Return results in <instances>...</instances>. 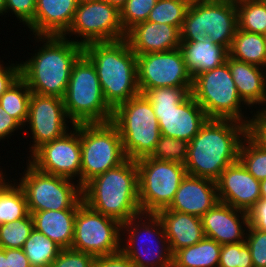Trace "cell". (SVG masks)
Segmentation results:
<instances>
[{
    "label": "cell",
    "mask_w": 266,
    "mask_h": 267,
    "mask_svg": "<svg viewBox=\"0 0 266 267\" xmlns=\"http://www.w3.org/2000/svg\"><path fill=\"white\" fill-rule=\"evenodd\" d=\"M246 124L230 119H208L189 142L186 173L216 181L238 161Z\"/></svg>",
    "instance_id": "obj_1"
},
{
    "label": "cell",
    "mask_w": 266,
    "mask_h": 267,
    "mask_svg": "<svg viewBox=\"0 0 266 267\" xmlns=\"http://www.w3.org/2000/svg\"><path fill=\"white\" fill-rule=\"evenodd\" d=\"M34 39L43 45L20 63V77L32 93L63 98L72 67L83 54V46L63 36H35Z\"/></svg>",
    "instance_id": "obj_2"
},
{
    "label": "cell",
    "mask_w": 266,
    "mask_h": 267,
    "mask_svg": "<svg viewBox=\"0 0 266 267\" xmlns=\"http://www.w3.org/2000/svg\"><path fill=\"white\" fill-rule=\"evenodd\" d=\"M83 202L121 224L141 214L136 161L127 159L82 187Z\"/></svg>",
    "instance_id": "obj_3"
},
{
    "label": "cell",
    "mask_w": 266,
    "mask_h": 267,
    "mask_svg": "<svg viewBox=\"0 0 266 267\" xmlns=\"http://www.w3.org/2000/svg\"><path fill=\"white\" fill-rule=\"evenodd\" d=\"M83 54L93 63L105 101L113 110L140 93L137 55L125 39L88 43Z\"/></svg>",
    "instance_id": "obj_4"
},
{
    "label": "cell",
    "mask_w": 266,
    "mask_h": 267,
    "mask_svg": "<svg viewBox=\"0 0 266 267\" xmlns=\"http://www.w3.org/2000/svg\"><path fill=\"white\" fill-rule=\"evenodd\" d=\"M191 89L159 87L143 93L153 107L161 135L190 142L208 120Z\"/></svg>",
    "instance_id": "obj_5"
},
{
    "label": "cell",
    "mask_w": 266,
    "mask_h": 267,
    "mask_svg": "<svg viewBox=\"0 0 266 267\" xmlns=\"http://www.w3.org/2000/svg\"><path fill=\"white\" fill-rule=\"evenodd\" d=\"M63 103L73 125L112 121L93 63L82 54L74 63Z\"/></svg>",
    "instance_id": "obj_6"
},
{
    "label": "cell",
    "mask_w": 266,
    "mask_h": 267,
    "mask_svg": "<svg viewBox=\"0 0 266 267\" xmlns=\"http://www.w3.org/2000/svg\"><path fill=\"white\" fill-rule=\"evenodd\" d=\"M120 133L128 159L152 154L160 136L159 122L150 101L139 93L113 110L111 121Z\"/></svg>",
    "instance_id": "obj_7"
},
{
    "label": "cell",
    "mask_w": 266,
    "mask_h": 267,
    "mask_svg": "<svg viewBox=\"0 0 266 267\" xmlns=\"http://www.w3.org/2000/svg\"><path fill=\"white\" fill-rule=\"evenodd\" d=\"M237 28L236 0H192L180 30V40L209 38L229 50Z\"/></svg>",
    "instance_id": "obj_8"
},
{
    "label": "cell",
    "mask_w": 266,
    "mask_h": 267,
    "mask_svg": "<svg viewBox=\"0 0 266 267\" xmlns=\"http://www.w3.org/2000/svg\"><path fill=\"white\" fill-rule=\"evenodd\" d=\"M122 236L121 251L136 267H166L172 263L173 254L156 214L141 213L123 223Z\"/></svg>",
    "instance_id": "obj_9"
},
{
    "label": "cell",
    "mask_w": 266,
    "mask_h": 267,
    "mask_svg": "<svg viewBox=\"0 0 266 267\" xmlns=\"http://www.w3.org/2000/svg\"><path fill=\"white\" fill-rule=\"evenodd\" d=\"M191 95L208 119H230L246 124V105L239 97L228 63L202 72L192 79Z\"/></svg>",
    "instance_id": "obj_10"
},
{
    "label": "cell",
    "mask_w": 266,
    "mask_h": 267,
    "mask_svg": "<svg viewBox=\"0 0 266 267\" xmlns=\"http://www.w3.org/2000/svg\"><path fill=\"white\" fill-rule=\"evenodd\" d=\"M81 187L128 158L118 128L112 123L80 124Z\"/></svg>",
    "instance_id": "obj_11"
},
{
    "label": "cell",
    "mask_w": 266,
    "mask_h": 267,
    "mask_svg": "<svg viewBox=\"0 0 266 267\" xmlns=\"http://www.w3.org/2000/svg\"><path fill=\"white\" fill-rule=\"evenodd\" d=\"M26 165L18 184L25 193L29 212L78 209L83 203L82 187L77 181L41 172L29 162Z\"/></svg>",
    "instance_id": "obj_12"
},
{
    "label": "cell",
    "mask_w": 266,
    "mask_h": 267,
    "mask_svg": "<svg viewBox=\"0 0 266 267\" xmlns=\"http://www.w3.org/2000/svg\"><path fill=\"white\" fill-rule=\"evenodd\" d=\"M138 193L142 213H156L167 208L174 199L186 168L178 162L144 157L136 160Z\"/></svg>",
    "instance_id": "obj_13"
},
{
    "label": "cell",
    "mask_w": 266,
    "mask_h": 267,
    "mask_svg": "<svg viewBox=\"0 0 266 267\" xmlns=\"http://www.w3.org/2000/svg\"><path fill=\"white\" fill-rule=\"evenodd\" d=\"M122 224L98 213L84 202L78 207L71 248L96 256L121 251Z\"/></svg>",
    "instance_id": "obj_14"
},
{
    "label": "cell",
    "mask_w": 266,
    "mask_h": 267,
    "mask_svg": "<svg viewBox=\"0 0 266 267\" xmlns=\"http://www.w3.org/2000/svg\"><path fill=\"white\" fill-rule=\"evenodd\" d=\"M73 35L78 39L72 41L82 46L92 42L125 39L126 32L121 24L120 10L104 0L78 3L72 24L63 37L71 38Z\"/></svg>",
    "instance_id": "obj_15"
},
{
    "label": "cell",
    "mask_w": 266,
    "mask_h": 267,
    "mask_svg": "<svg viewBox=\"0 0 266 267\" xmlns=\"http://www.w3.org/2000/svg\"><path fill=\"white\" fill-rule=\"evenodd\" d=\"M29 156L28 162L39 171L73 181L77 177L81 186L80 124L72 126L61 138L41 145Z\"/></svg>",
    "instance_id": "obj_16"
},
{
    "label": "cell",
    "mask_w": 266,
    "mask_h": 267,
    "mask_svg": "<svg viewBox=\"0 0 266 267\" xmlns=\"http://www.w3.org/2000/svg\"><path fill=\"white\" fill-rule=\"evenodd\" d=\"M137 74L141 94L159 87L192 88L180 48L137 55Z\"/></svg>",
    "instance_id": "obj_17"
},
{
    "label": "cell",
    "mask_w": 266,
    "mask_h": 267,
    "mask_svg": "<svg viewBox=\"0 0 266 267\" xmlns=\"http://www.w3.org/2000/svg\"><path fill=\"white\" fill-rule=\"evenodd\" d=\"M63 98L32 93L29 101L28 119L25 125L30 129L33 143L30 155L41 145L64 136L69 129ZM29 125V126H28Z\"/></svg>",
    "instance_id": "obj_18"
},
{
    "label": "cell",
    "mask_w": 266,
    "mask_h": 267,
    "mask_svg": "<svg viewBox=\"0 0 266 267\" xmlns=\"http://www.w3.org/2000/svg\"><path fill=\"white\" fill-rule=\"evenodd\" d=\"M218 200L248 212L260 199V181L238 160L229 165L216 180Z\"/></svg>",
    "instance_id": "obj_19"
},
{
    "label": "cell",
    "mask_w": 266,
    "mask_h": 267,
    "mask_svg": "<svg viewBox=\"0 0 266 267\" xmlns=\"http://www.w3.org/2000/svg\"><path fill=\"white\" fill-rule=\"evenodd\" d=\"M201 221L205 237L220 245L245 241L249 220L248 213L243 210L218 201L201 217Z\"/></svg>",
    "instance_id": "obj_20"
},
{
    "label": "cell",
    "mask_w": 266,
    "mask_h": 267,
    "mask_svg": "<svg viewBox=\"0 0 266 267\" xmlns=\"http://www.w3.org/2000/svg\"><path fill=\"white\" fill-rule=\"evenodd\" d=\"M218 201L216 181L187 174L166 209L202 217Z\"/></svg>",
    "instance_id": "obj_21"
},
{
    "label": "cell",
    "mask_w": 266,
    "mask_h": 267,
    "mask_svg": "<svg viewBox=\"0 0 266 267\" xmlns=\"http://www.w3.org/2000/svg\"><path fill=\"white\" fill-rule=\"evenodd\" d=\"M125 40L136 55L166 52L180 47V30L176 26L145 21L126 32Z\"/></svg>",
    "instance_id": "obj_22"
},
{
    "label": "cell",
    "mask_w": 266,
    "mask_h": 267,
    "mask_svg": "<svg viewBox=\"0 0 266 267\" xmlns=\"http://www.w3.org/2000/svg\"><path fill=\"white\" fill-rule=\"evenodd\" d=\"M77 0H36L34 21L28 26L34 36H63L72 24Z\"/></svg>",
    "instance_id": "obj_23"
},
{
    "label": "cell",
    "mask_w": 266,
    "mask_h": 267,
    "mask_svg": "<svg viewBox=\"0 0 266 267\" xmlns=\"http://www.w3.org/2000/svg\"><path fill=\"white\" fill-rule=\"evenodd\" d=\"M155 214L163 225L172 254L179 249L195 245L205 237L201 217L166 208Z\"/></svg>",
    "instance_id": "obj_24"
},
{
    "label": "cell",
    "mask_w": 266,
    "mask_h": 267,
    "mask_svg": "<svg viewBox=\"0 0 266 267\" xmlns=\"http://www.w3.org/2000/svg\"><path fill=\"white\" fill-rule=\"evenodd\" d=\"M228 63L237 93L248 109L258 105L266 108V69L254 64L241 62L228 56ZM252 107V108H250Z\"/></svg>",
    "instance_id": "obj_25"
},
{
    "label": "cell",
    "mask_w": 266,
    "mask_h": 267,
    "mask_svg": "<svg viewBox=\"0 0 266 267\" xmlns=\"http://www.w3.org/2000/svg\"><path fill=\"white\" fill-rule=\"evenodd\" d=\"M179 48L192 79L202 72L223 65L229 56V50L225 46L215 44L209 38L197 41L181 40Z\"/></svg>",
    "instance_id": "obj_26"
},
{
    "label": "cell",
    "mask_w": 266,
    "mask_h": 267,
    "mask_svg": "<svg viewBox=\"0 0 266 267\" xmlns=\"http://www.w3.org/2000/svg\"><path fill=\"white\" fill-rule=\"evenodd\" d=\"M34 229L43 233L62 249L71 248L77 209L29 212Z\"/></svg>",
    "instance_id": "obj_27"
},
{
    "label": "cell",
    "mask_w": 266,
    "mask_h": 267,
    "mask_svg": "<svg viewBox=\"0 0 266 267\" xmlns=\"http://www.w3.org/2000/svg\"><path fill=\"white\" fill-rule=\"evenodd\" d=\"M229 56L235 60L266 69V37L263 34L236 30L229 48Z\"/></svg>",
    "instance_id": "obj_28"
},
{
    "label": "cell",
    "mask_w": 266,
    "mask_h": 267,
    "mask_svg": "<svg viewBox=\"0 0 266 267\" xmlns=\"http://www.w3.org/2000/svg\"><path fill=\"white\" fill-rule=\"evenodd\" d=\"M0 174V225L24 218L29 214L25 193L22 187ZM8 180V181H7Z\"/></svg>",
    "instance_id": "obj_29"
},
{
    "label": "cell",
    "mask_w": 266,
    "mask_h": 267,
    "mask_svg": "<svg viewBox=\"0 0 266 267\" xmlns=\"http://www.w3.org/2000/svg\"><path fill=\"white\" fill-rule=\"evenodd\" d=\"M222 245L204 237L195 245L179 249L173 254V262L179 267H218Z\"/></svg>",
    "instance_id": "obj_30"
},
{
    "label": "cell",
    "mask_w": 266,
    "mask_h": 267,
    "mask_svg": "<svg viewBox=\"0 0 266 267\" xmlns=\"http://www.w3.org/2000/svg\"><path fill=\"white\" fill-rule=\"evenodd\" d=\"M61 249L58 244L35 229H33L22 248L31 267H49Z\"/></svg>",
    "instance_id": "obj_31"
},
{
    "label": "cell",
    "mask_w": 266,
    "mask_h": 267,
    "mask_svg": "<svg viewBox=\"0 0 266 267\" xmlns=\"http://www.w3.org/2000/svg\"><path fill=\"white\" fill-rule=\"evenodd\" d=\"M31 94L27 83L19 77L0 97L1 107L23 127L28 119Z\"/></svg>",
    "instance_id": "obj_32"
},
{
    "label": "cell",
    "mask_w": 266,
    "mask_h": 267,
    "mask_svg": "<svg viewBox=\"0 0 266 267\" xmlns=\"http://www.w3.org/2000/svg\"><path fill=\"white\" fill-rule=\"evenodd\" d=\"M238 29L266 34V2L264 0H236Z\"/></svg>",
    "instance_id": "obj_33"
},
{
    "label": "cell",
    "mask_w": 266,
    "mask_h": 267,
    "mask_svg": "<svg viewBox=\"0 0 266 267\" xmlns=\"http://www.w3.org/2000/svg\"><path fill=\"white\" fill-rule=\"evenodd\" d=\"M191 1L192 0H157L147 21L169 24L181 30Z\"/></svg>",
    "instance_id": "obj_34"
},
{
    "label": "cell",
    "mask_w": 266,
    "mask_h": 267,
    "mask_svg": "<svg viewBox=\"0 0 266 267\" xmlns=\"http://www.w3.org/2000/svg\"><path fill=\"white\" fill-rule=\"evenodd\" d=\"M33 229V218L30 213L24 218L0 225V247L22 249Z\"/></svg>",
    "instance_id": "obj_35"
},
{
    "label": "cell",
    "mask_w": 266,
    "mask_h": 267,
    "mask_svg": "<svg viewBox=\"0 0 266 267\" xmlns=\"http://www.w3.org/2000/svg\"><path fill=\"white\" fill-rule=\"evenodd\" d=\"M238 160L257 180L266 179V150L259 148L247 136L241 142Z\"/></svg>",
    "instance_id": "obj_36"
},
{
    "label": "cell",
    "mask_w": 266,
    "mask_h": 267,
    "mask_svg": "<svg viewBox=\"0 0 266 267\" xmlns=\"http://www.w3.org/2000/svg\"><path fill=\"white\" fill-rule=\"evenodd\" d=\"M189 142L161 135L152 154L153 159L185 164L188 156Z\"/></svg>",
    "instance_id": "obj_37"
},
{
    "label": "cell",
    "mask_w": 266,
    "mask_h": 267,
    "mask_svg": "<svg viewBox=\"0 0 266 267\" xmlns=\"http://www.w3.org/2000/svg\"><path fill=\"white\" fill-rule=\"evenodd\" d=\"M156 2L157 0H127L120 9V20L124 31L127 32L134 25L147 21Z\"/></svg>",
    "instance_id": "obj_38"
},
{
    "label": "cell",
    "mask_w": 266,
    "mask_h": 267,
    "mask_svg": "<svg viewBox=\"0 0 266 267\" xmlns=\"http://www.w3.org/2000/svg\"><path fill=\"white\" fill-rule=\"evenodd\" d=\"M218 267H254L246 242L222 245Z\"/></svg>",
    "instance_id": "obj_39"
},
{
    "label": "cell",
    "mask_w": 266,
    "mask_h": 267,
    "mask_svg": "<svg viewBox=\"0 0 266 267\" xmlns=\"http://www.w3.org/2000/svg\"><path fill=\"white\" fill-rule=\"evenodd\" d=\"M245 242L251 252L254 267H266V232L248 225Z\"/></svg>",
    "instance_id": "obj_40"
},
{
    "label": "cell",
    "mask_w": 266,
    "mask_h": 267,
    "mask_svg": "<svg viewBox=\"0 0 266 267\" xmlns=\"http://www.w3.org/2000/svg\"><path fill=\"white\" fill-rule=\"evenodd\" d=\"M246 136L259 148L266 150V108L261 107L249 117Z\"/></svg>",
    "instance_id": "obj_41"
},
{
    "label": "cell",
    "mask_w": 266,
    "mask_h": 267,
    "mask_svg": "<svg viewBox=\"0 0 266 267\" xmlns=\"http://www.w3.org/2000/svg\"><path fill=\"white\" fill-rule=\"evenodd\" d=\"M95 256L72 248L61 249L49 267H92Z\"/></svg>",
    "instance_id": "obj_42"
},
{
    "label": "cell",
    "mask_w": 266,
    "mask_h": 267,
    "mask_svg": "<svg viewBox=\"0 0 266 267\" xmlns=\"http://www.w3.org/2000/svg\"><path fill=\"white\" fill-rule=\"evenodd\" d=\"M36 0H6L5 13H12L26 28L34 21Z\"/></svg>",
    "instance_id": "obj_43"
},
{
    "label": "cell",
    "mask_w": 266,
    "mask_h": 267,
    "mask_svg": "<svg viewBox=\"0 0 266 267\" xmlns=\"http://www.w3.org/2000/svg\"><path fill=\"white\" fill-rule=\"evenodd\" d=\"M92 267H136L122 252L113 255L96 256Z\"/></svg>",
    "instance_id": "obj_44"
},
{
    "label": "cell",
    "mask_w": 266,
    "mask_h": 267,
    "mask_svg": "<svg viewBox=\"0 0 266 267\" xmlns=\"http://www.w3.org/2000/svg\"><path fill=\"white\" fill-rule=\"evenodd\" d=\"M247 213L249 225L266 232V199L261 198Z\"/></svg>",
    "instance_id": "obj_45"
},
{
    "label": "cell",
    "mask_w": 266,
    "mask_h": 267,
    "mask_svg": "<svg viewBox=\"0 0 266 267\" xmlns=\"http://www.w3.org/2000/svg\"><path fill=\"white\" fill-rule=\"evenodd\" d=\"M20 77V64L4 66L0 59V97Z\"/></svg>",
    "instance_id": "obj_46"
},
{
    "label": "cell",
    "mask_w": 266,
    "mask_h": 267,
    "mask_svg": "<svg viewBox=\"0 0 266 267\" xmlns=\"http://www.w3.org/2000/svg\"><path fill=\"white\" fill-rule=\"evenodd\" d=\"M18 129L24 130V127L12 116H10L0 105V142L5 137L12 136Z\"/></svg>",
    "instance_id": "obj_47"
},
{
    "label": "cell",
    "mask_w": 266,
    "mask_h": 267,
    "mask_svg": "<svg viewBox=\"0 0 266 267\" xmlns=\"http://www.w3.org/2000/svg\"><path fill=\"white\" fill-rule=\"evenodd\" d=\"M7 267H31L25 252L22 249H4Z\"/></svg>",
    "instance_id": "obj_48"
},
{
    "label": "cell",
    "mask_w": 266,
    "mask_h": 267,
    "mask_svg": "<svg viewBox=\"0 0 266 267\" xmlns=\"http://www.w3.org/2000/svg\"><path fill=\"white\" fill-rule=\"evenodd\" d=\"M107 1L109 4L117 7L119 10L125 5L127 0H104Z\"/></svg>",
    "instance_id": "obj_49"
},
{
    "label": "cell",
    "mask_w": 266,
    "mask_h": 267,
    "mask_svg": "<svg viewBox=\"0 0 266 267\" xmlns=\"http://www.w3.org/2000/svg\"><path fill=\"white\" fill-rule=\"evenodd\" d=\"M0 267H7V259L4 249L0 247Z\"/></svg>",
    "instance_id": "obj_50"
},
{
    "label": "cell",
    "mask_w": 266,
    "mask_h": 267,
    "mask_svg": "<svg viewBox=\"0 0 266 267\" xmlns=\"http://www.w3.org/2000/svg\"><path fill=\"white\" fill-rule=\"evenodd\" d=\"M260 194L261 198L266 199V179L260 181Z\"/></svg>",
    "instance_id": "obj_51"
},
{
    "label": "cell",
    "mask_w": 266,
    "mask_h": 267,
    "mask_svg": "<svg viewBox=\"0 0 266 267\" xmlns=\"http://www.w3.org/2000/svg\"><path fill=\"white\" fill-rule=\"evenodd\" d=\"M6 0H0V16L5 14Z\"/></svg>",
    "instance_id": "obj_52"
},
{
    "label": "cell",
    "mask_w": 266,
    "mask_h": 267,
    "mask_svg": "<svg viewBox=\"0 0 266 267\" xmlns=\"http://www.w3.org/2000/svg\"><path fill=\"white\" fill-rule=\"evenodd\" d=\"M78 3H85V2H93V1H100V0H77Z\"/></svg>",
    "instance_id": "obj_53"
},
{
    "label": "cell",
    "mask_w": 266,
    "mask_h": 267,
    "mask_svg": "<svg viewBox=\"0 0 266 267\" xmlns=\"http://www.w3.org/2000/svg\"><path fill=\"white\" fill-rule=\"evenodd\" d=\"M166 267H179V266H177V265L172 261V263H171L170 265H167Z\"/></svg>",
    "instance_id": "obj_54"
}]
</instances>
